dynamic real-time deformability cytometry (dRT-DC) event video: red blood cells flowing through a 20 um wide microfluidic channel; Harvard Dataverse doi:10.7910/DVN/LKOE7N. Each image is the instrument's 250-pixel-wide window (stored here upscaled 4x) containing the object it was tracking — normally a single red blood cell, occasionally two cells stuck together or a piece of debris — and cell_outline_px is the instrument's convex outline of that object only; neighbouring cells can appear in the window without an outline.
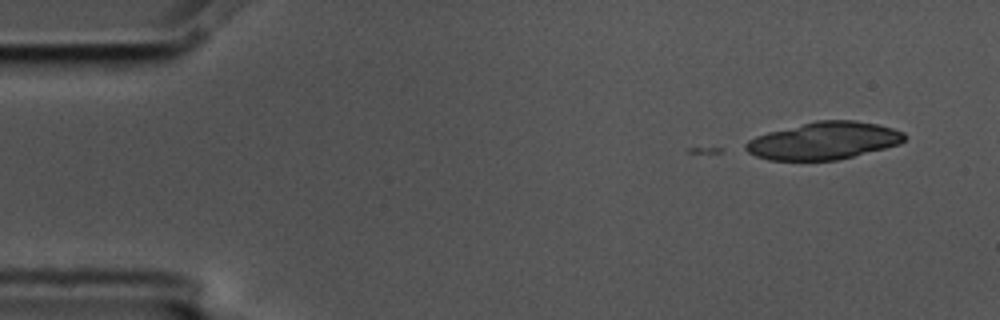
{"species": "common noctule bat (a hibernating species)", "species_latin": "Nyctalus noctula", "temperature_condition": "cold", "stored_images_in_passage": 9, "camera_frame_rate_fps": 3000, "um_per_image_px": 0.085, "animal": {"sex": "male", "body_mass_g": 17.5, "forearm_length_mm": 52.3}, "frame": {"image": 1, "passage_image": 1, "time_ms": 0.0, "image_size_px": [1000, 320], "cell_outline_px": [[904, 140], [900, 144], [836, 160], [768, 160], [756, 156], [740, 148], [748, 140], [756, 136], [768, 132], [816, 120], [856, 120], [876, 124], [892, 128], [904, 132]], "centroid_in_image_um": [69.97, 11.96], "position_along_channel_um": 15.0, "area_um2": 34.51}}